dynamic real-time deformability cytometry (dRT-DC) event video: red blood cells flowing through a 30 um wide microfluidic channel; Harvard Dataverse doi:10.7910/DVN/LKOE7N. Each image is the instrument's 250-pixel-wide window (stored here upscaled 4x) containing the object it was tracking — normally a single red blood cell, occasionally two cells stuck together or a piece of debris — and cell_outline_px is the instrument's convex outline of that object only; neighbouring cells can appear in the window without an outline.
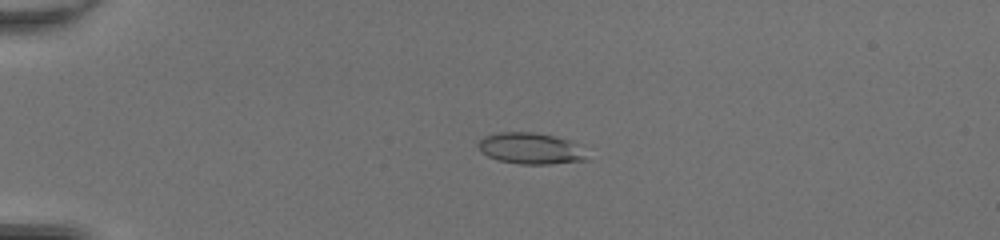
{"species": "common noctule bat (a hibernating species)", "species_latin": "Nyctalus noctula", "temperature_condition": "room temperature", "stored_images_in_passage": 23, "camera_frame_rate_fps": 3000, "um_per_image_px": 0.085, "animal": {"sex": "female", "body_mass_g": 20.0, "forearm_length_mm": 54.0}, "frame": {"image": 1, "passage_image": 14, "time_ms": 4.333, "image_size_px": [1000, 240], "cell_outline_px": [[588, 160], [552, 164], [520, 164], [496, 160], [480, 152], [476, 144], [484, 136], [496, 132], [532, 132], [556, 136], [568, 140], [576, 144]], "centroid_in_image_um": [45.02, 12.62], "position_along_channel_um": 40.0, "area_um2": 19.83}}
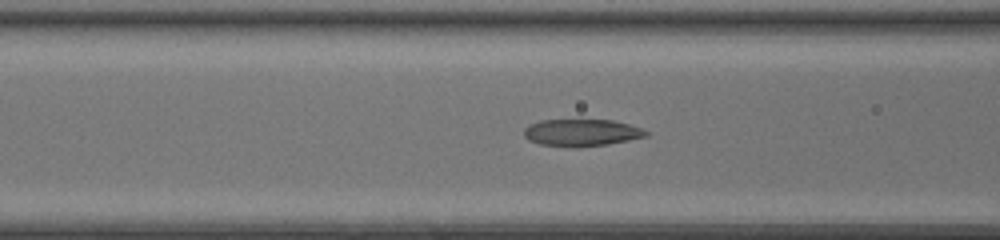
{"frame": {"image": 2, "passage_image": 23, "time_ms": 7.333, "image_size_px": [1000, 240], "cell_outline_px": [[648, 136], [608, 144], [580, 148], [572, 148], [540, 144], [528, 140], [524, 136], [524, 128], [528, 124], [540, 120], [612, 120], [628, 124], [640, 128], [648, 132]], "centroid_in_image_um": [49.39, 11.29], "position_along_channel_um": 117.2, "area_um2": 19.42}}